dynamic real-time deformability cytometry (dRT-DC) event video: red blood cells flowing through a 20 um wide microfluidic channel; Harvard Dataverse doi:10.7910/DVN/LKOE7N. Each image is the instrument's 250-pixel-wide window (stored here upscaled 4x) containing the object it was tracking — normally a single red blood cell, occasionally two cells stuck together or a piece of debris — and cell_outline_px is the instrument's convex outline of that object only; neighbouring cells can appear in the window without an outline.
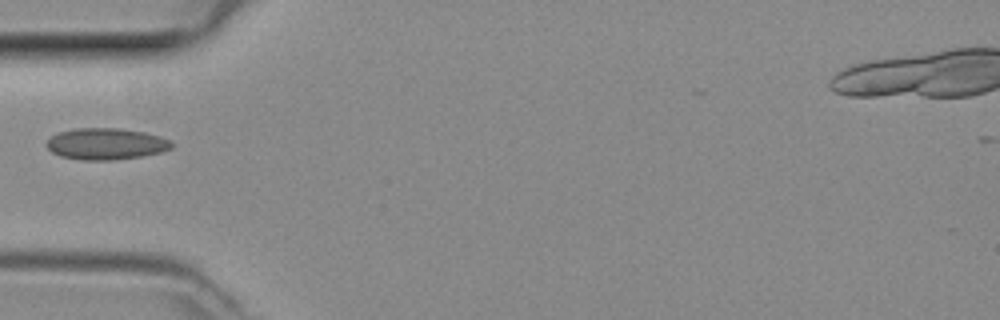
{"species": "common noctule bat (a hibernating species)", "species_latin": "Nyctalus noctula", "temperature_condition": "room temperature", "stored_images_in_passage": 29, "camera_frame_rate_fps": 3000, "um_per_image_px": 0.085, "animal": {"sex": "female", "body_mass_g": 29.2, "forearm_length_mm": 56.3}, "frame": {"image": 1, "passage_image": 1, "time_ms": 0.0, "image_size_px": [1000, 320], "cell_outline_px": [[172, 148], [160, 152], [140, 156], [112, 160], [84, 160], [60, 156], [52, 152], [44, 144], [52, 136], [60, 132], [72, 128], [120, 128], [144, 132], [160, 136], [168, 140], [172, 144]], "centroid_in_image_um": [8.98, 12.22], "position_along_channel_um": 76.0, "area_um2": 22.83}}
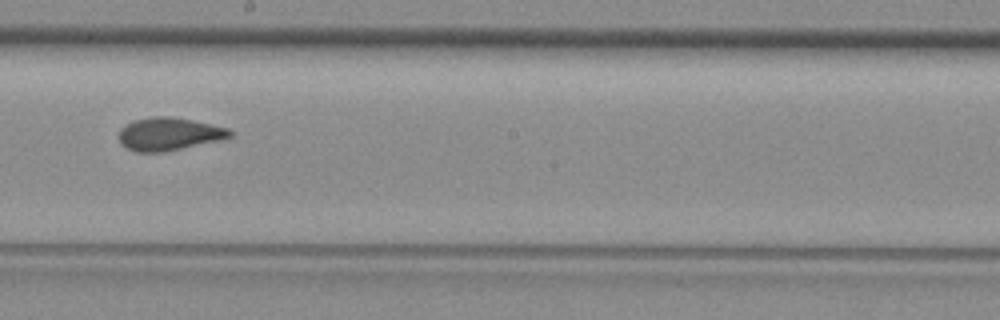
{"frame": {"image": 2, "passage_image": 12, "time_ms": 3.667, "image_size_px": [1000, 320], "cell_outline_px": [[232, 136], [220, 140], [160, 152], [136, 152], [120, 144], [120, 128], [132, 120], [152, 116], [172, 116], [192, 120], [228, 128], [232, 132]], "centroid_in_image_um": [14.33, 11.37], "position_along_channel_um": 233.9, "area_um2": 21.1}}
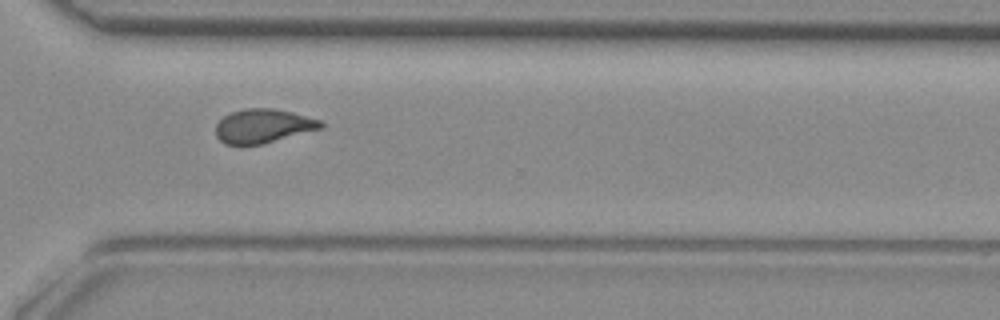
{"frame": {"image": 3, "passage_image": 20, "time_ms": 6.333, "image_size_px": [1000, 320], "cell_outline_px": [[324, 128], [264, 144], [224, 144], [216, 136], [216, 124], [224, 116], [232, 112], [244, 108], [272, 108], [292, 112], [320, 120], [324, 124]], "centroid_in_image_um": [22.39, 10.71], "position_along_channel_um": 348.2, "area_um2": 20.87}}